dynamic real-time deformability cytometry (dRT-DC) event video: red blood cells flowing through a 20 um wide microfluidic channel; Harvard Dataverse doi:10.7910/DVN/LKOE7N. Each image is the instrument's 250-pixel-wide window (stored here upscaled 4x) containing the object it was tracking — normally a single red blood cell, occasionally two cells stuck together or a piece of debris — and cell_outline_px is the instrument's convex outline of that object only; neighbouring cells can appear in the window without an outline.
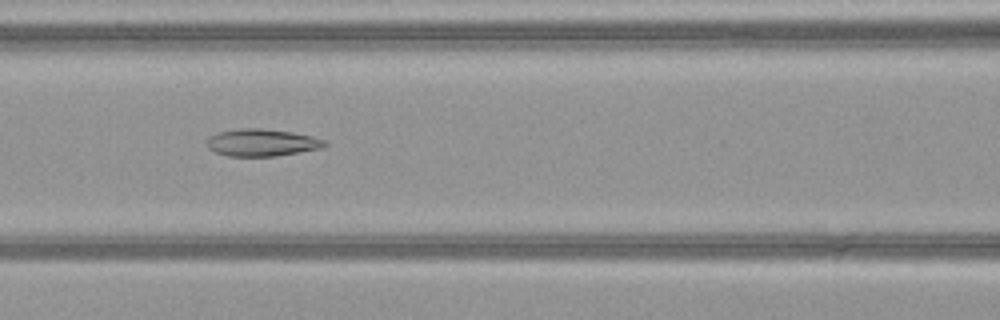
{"species": "common noctule bat (a hibernating species)", "species_latin": "Nyctalus noctula", "temperature_condition": "warm", "stored_images_in_passage": 41, "camera_frame_rate_fps": 3000, "um_per_image_px": 0.085, "animal": {"sex": "female", "body_mass_g": 21.9}, "frame": {"image": 1, "passage_image": 13, "time_ms": 4.0, "image_size_px": [1000, 320], "cell_outline_px": [[328, 144], [320, 148], [276, 156], [228, 156], [216, 152], [208, 148], [208, 136], [220, 132], [240, 128], [260, 128], [292, 132], [312, 136], [328, 140]], "centroid_in_image_um": [22.28, 12.11], "position_along_channel_um": 144.3, "area_um2": 18.61}}
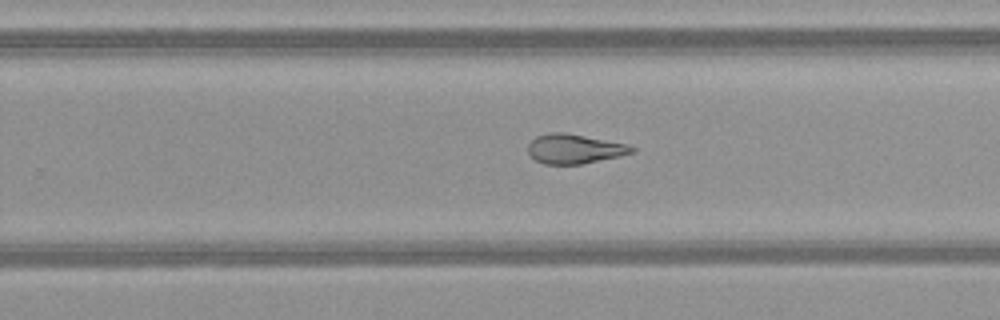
{"frame": {"image": 2, "passage_image": 23, "time_ms": 7.333, "image_size_px": [1000, 320], "cell_outline_px": [[636, 152], [580, 164], [544, 164], [536, 160], [528, 152], [528, 144], [536, 136], [548, 132], [564, 132], [628, 144], [636, 148]], "centroid_in_image_um": [48.82, 12.64], "position_along_channel_um": 281.0, "area_um2": 17.74}}
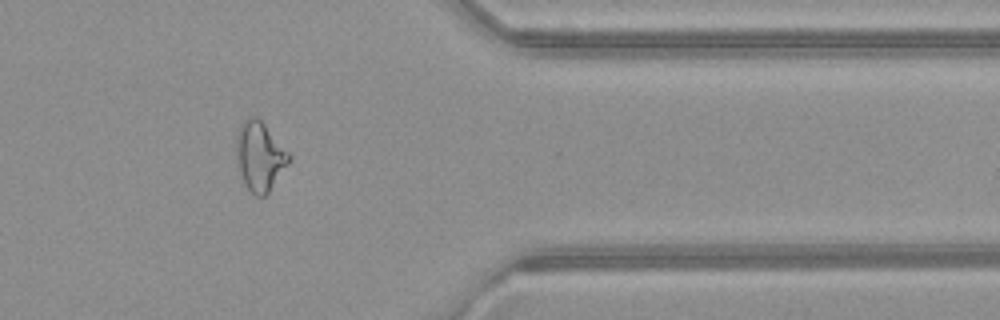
{"frame": {"image": 3, "passage_image": 32, "time_ms": 10.333, "image_size_px": [1000, 320], "cell_outline_px": [[292, 160], [268, 192], [264, 196], [256, 196], [244, 184], [236, 156], [236, 136], [240, 124], [248, 116], [256, 116], [264, 124], [292, 156]], "centroid_in_image_um": [22.08, 13.27], "position_along_channel_um": 389.3, "area_um2": 21.1}, "authors_computed_cell_mechanics": {"area_um2": 20.519, "velocity_mm_per_s": 4.1044, "shape_relaxation_time_tau1_ms": null, "shape_relaxation_time_tau2_ms": 3.644, "deformation_change_tau1": null, "deformation_change_tau2": 0.1126}}